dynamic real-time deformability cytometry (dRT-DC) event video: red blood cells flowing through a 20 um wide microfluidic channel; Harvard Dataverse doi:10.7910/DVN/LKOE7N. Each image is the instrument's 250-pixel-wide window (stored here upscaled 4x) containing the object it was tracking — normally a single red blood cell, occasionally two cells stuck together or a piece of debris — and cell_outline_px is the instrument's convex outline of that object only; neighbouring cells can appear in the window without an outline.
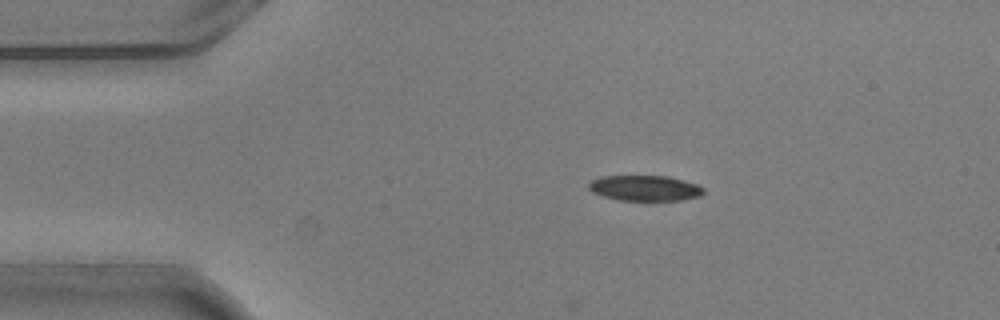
{"species": "common noctule bat (a hibernating species)", "species_latin": "Nyctalus noctula", "temperature_condition": "warm", "stored_images_in_passage": 6, "camera_frame_rate_fps": 3000, "um_per_image_px": 0.085, "animal": {"sex": "male", "body_mass_g": 20.5, "forearm_length_mm": 52.5}, "frame": {"image": 1, "passage_image": 1, "time_ms": 0.0, "image_size_px": [1000, 320], "cell_outline_px": [[704, 192], [700, 196], [680, 200], [620, 200], [604, 196], [592, 192], [588, 188], [588, 184], [592, 180], [600, 176], [668, 176], [684, 180], [696, 184], [704, 188]], "centroid_in_image_um": [54.81, 15.98], "position_along_channel_um": 30.2, "area_um2": 16.99}}
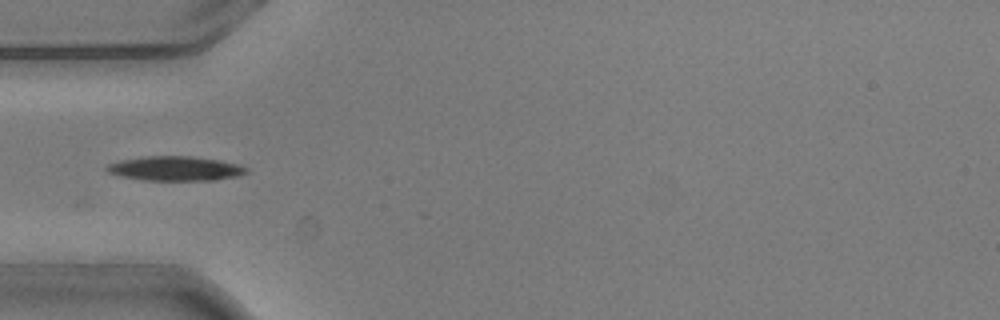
{"frame": {"image": 2, "passage_image": 3, "time_ms": 0.667, "image_size_px": [1000, 320], "cell_outline_px": [[248, 172], [236, 176], [216, 180], [144, 180], [124, 176], [108, 172], [104, 168], [108, 164], [120, 160], [140, 156], [192, 156], [220, 160], [240, 164], [248, 168]], "centroid_in_image_um": [14.92, 14.31], "position_along_channel_um": 70.1, "area_um2": 19.94}}
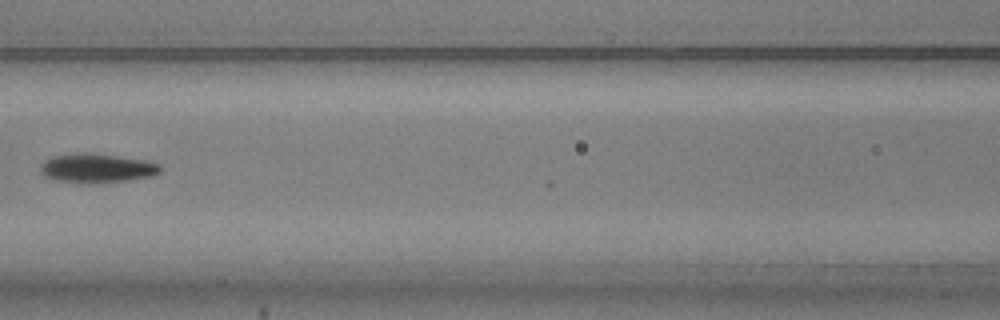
{"frame": {"image": 3, "passage_image": 5, "time_ms": 1.333, "image_size_px": [1000, 320], "cell_outline_px": [[160, 172], [152, 176], [124, 180], [88, 184], [52, 180], [44, 176], [40, 172], [40, 164], [44, 160], [52, 156], [76, 152], [88, 152], [144, 160], [160, 164]], "centroid_in_image_um": [8.14, 14.29], "position_along_channel_um": 158.5, "area_um2": 20.52}}